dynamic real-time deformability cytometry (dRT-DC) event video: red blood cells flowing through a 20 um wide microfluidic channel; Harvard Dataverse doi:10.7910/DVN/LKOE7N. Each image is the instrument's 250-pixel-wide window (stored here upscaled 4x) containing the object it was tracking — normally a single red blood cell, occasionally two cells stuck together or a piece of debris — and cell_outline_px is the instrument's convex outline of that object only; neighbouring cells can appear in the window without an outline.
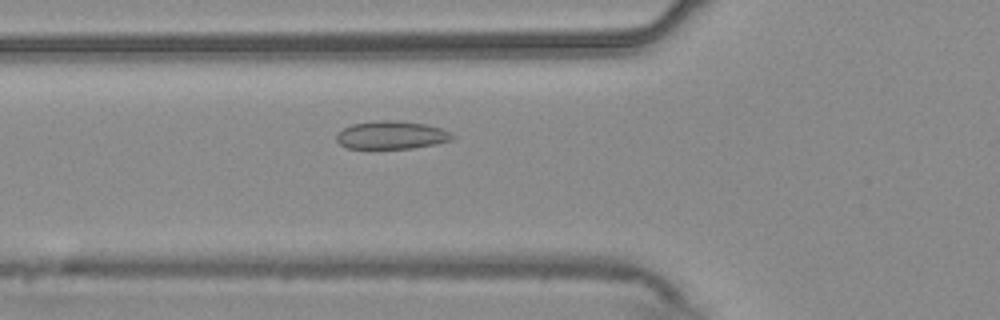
{"species": "common noctule bat (a hibernating species)", "species_latin": "Nyctalus noctula", "temperature_condition": "warm", "stored_images_in_passage": 53, "camera_frame_rate_fps": 3000, "um_per_image_px": 0.085, "animal": {"sex": "male", "body_mass_g": 20.4}, "frame": {"image": 1, "passage_image": 18, "time_ms": 5.667, "image_size_px": [1000, 320], "cell_outline_px": [[456, 136], [452, 140], [436, 144], [412, 148], [348, 148], [340, 144], [336, 140], [336, 136], [344, 128], [352, 124], [376, 120], [392, 120], [428, 124], [452, 132]], "centroid_in_image_um": [33.32, 11.47], "position_along_channel_um": 92.5, "area_um2": 18.96}}
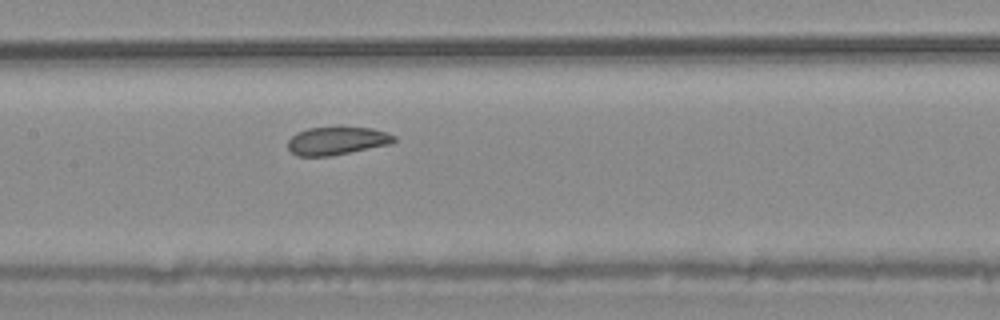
{"frame": {"image": 2, "passage_image": 25, "time_ms": 8.0, "image_size_px": [1000, 320], "cell_outline_px": [[396, 140], [392, 144], [332, 156], [296, 156], [288, 148], [288, 140], [296, 132], [308, 128], [340, 124], [372, 128], [388, 132], [396, 136]], "centroid_in_image_um": [28.67, 11.92], "position_along_channel_um": 178.7, "area_um2": 18.32}}
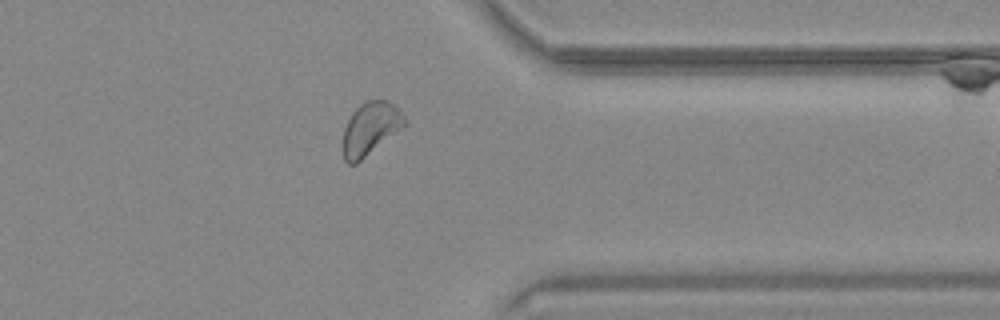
{"frame": {"image": 3, "passage_image": 42, "time_ms": 13.667, "image_size_px": [1000, 320], "cell_outline_px": [[408, 124], [356, 164], [348, 164], [344, 160], [340, 144], [344, 128], [352, 112], [360, 104], [368, 100], [388, 100], [408, 120]], "centroid_in_image_um": [31.45, 10.96], "position_along_channel_um": 380.0, "area_um2": 19.31}, "authors_computed_cell_mechanics": {"area_um2": 19.3052, "velocity_mm_per_s": 3.6788, "shape_relaxation_time_tau1_ms": 4.2008, "shape_relaxation_time_tau2_ms": null, "deformation_change_tau1": 0.0647, "deformation_change_tau2": null}}